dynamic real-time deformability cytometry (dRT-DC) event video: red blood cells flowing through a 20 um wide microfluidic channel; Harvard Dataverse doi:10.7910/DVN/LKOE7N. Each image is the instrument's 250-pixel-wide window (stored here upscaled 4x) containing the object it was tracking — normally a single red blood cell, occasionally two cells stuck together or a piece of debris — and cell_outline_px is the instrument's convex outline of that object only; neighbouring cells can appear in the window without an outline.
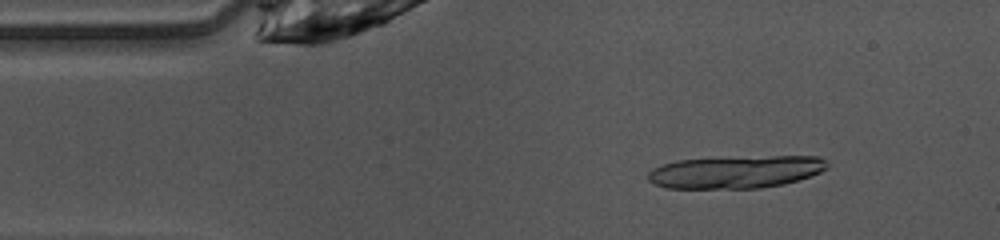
{"species": "common noctule bat (a hibernating species)", "species_latin": "Nyctalus noctula", "temperature_condition": "warm", "stored_images_in_passage": 43, "camera_frame_rate_fps": 3000, "um_per_image_px": 0.085, "animal": {"sex": "female", "body_mass_g": 10.0, "forearm_length_mm": 53.1}, "frame": {"image": 1, "passage_image": 1, "time_ms": 0.0, "image_size_px": [1000, 240], "cell_outline_px": [[828, 168], [820, 172], [784, 184], [760, 188], [664, 188], [648, 180], [648, 172], [652, 168], [676, 160], [772, 156], [820, 156], [828, 164]], "centroid_in_image_um": [62.54, 14.61], "position_along_channel_um": 22.5, "area_um2": 33.76}, "authors_computed_cell_mechanics": {"area_um2": 18.2648, "velocity_mm_per_s": 4.102, "shape_relaxation_time_tau1_ms": 6.0385, "shape_relaxation_time_tau2_ms": null, "deformation_change_tau1": 0.1608, "deformation_change_tau2": null}}